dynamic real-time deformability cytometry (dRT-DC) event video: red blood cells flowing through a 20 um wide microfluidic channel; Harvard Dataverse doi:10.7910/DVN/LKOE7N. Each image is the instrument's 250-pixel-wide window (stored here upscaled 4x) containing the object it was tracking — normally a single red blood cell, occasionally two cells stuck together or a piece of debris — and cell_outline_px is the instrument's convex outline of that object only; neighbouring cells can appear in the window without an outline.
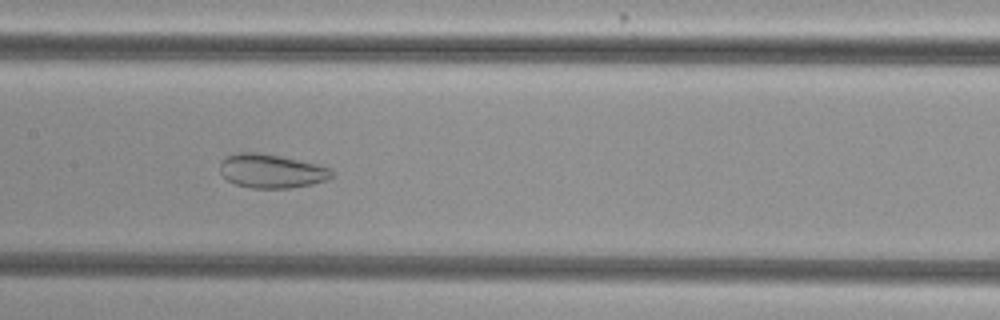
{"species": "common noctule bat (a hibernating species)", "species_latin": "Nyctalus noctula", "temperature_condition": "cold", "stored_images_in_passage": 53, "camera_frame_rate_fps": 3000, "um_per_image_px": 0.085, "animal": {"sex": "female", "body_mass_g": 29.2, "forearm_length_mm": 56.3}, "frame": {"image": 1, "passage_image": 26, "time_ms": 8.333, "image_size_px": [1000, 320], "cell_outline_px": [[332, 176], [328, 180], [312, 184], [288, 188], [252, 188], [236, 184], [228, 180], [220, 172], [220, 164], [228, 156], [236, 152], [256, 152], [280, 156], [316, 164], [328, 168], [332, 172]], "centroid_in_image_um": [23.06, 14.54], "position_along_channel_um": 184.3, "area_um2": 21.79}}
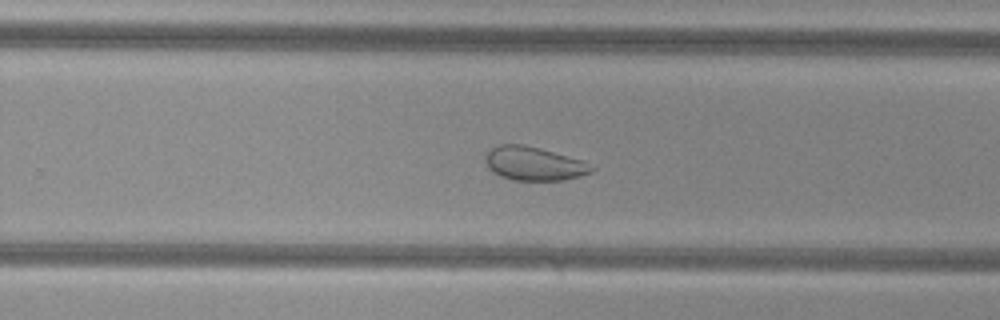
{"frame": {"image": 2, "passage_image": 34, "time_ms": 11.0, "image_size_px": [1000, 320], "cell_outline_px": [[596, 168], [592, 172], [580, 176], [564, 180], [512, 180], [500, 176], [492, 172], [488, 168], [484, 160], [484, 156], [492, 148], [500, 144], [524, 144], [540, 148], [580, 160]], "centroid_in_image_um": [45.34, 13.91], "position_along_channel_um": 284.5, "area_um2": 20.81}}
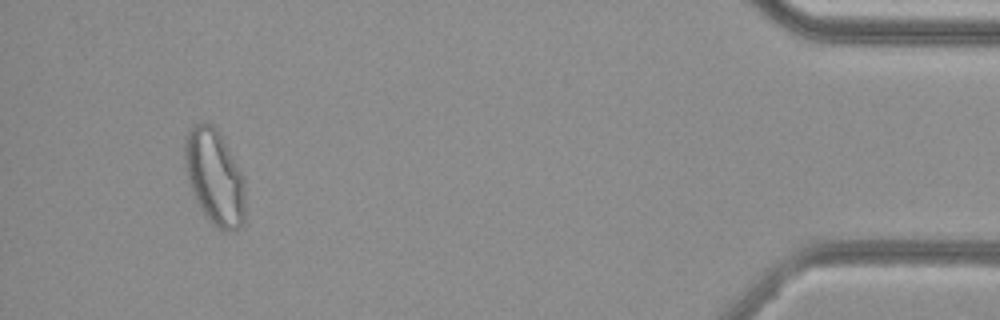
{"frame": {"image": 3, "passage_image": 50, "time_ms": 16.333, "image_size_px": [1000, 320], "cell_outline_px": [[244, 224], [240, 228], [228, 232], [216, 228], [204, 216], [196, 200], [184, 164], [184, 140], [188, 128], [192, 124], [212, 124], [216, 128], [224, 140], [244, 176]], "centroid_in_image_um": [18.24, 15.07], "position_along_channel_um": 417.0, "area_um2": 33.81}}